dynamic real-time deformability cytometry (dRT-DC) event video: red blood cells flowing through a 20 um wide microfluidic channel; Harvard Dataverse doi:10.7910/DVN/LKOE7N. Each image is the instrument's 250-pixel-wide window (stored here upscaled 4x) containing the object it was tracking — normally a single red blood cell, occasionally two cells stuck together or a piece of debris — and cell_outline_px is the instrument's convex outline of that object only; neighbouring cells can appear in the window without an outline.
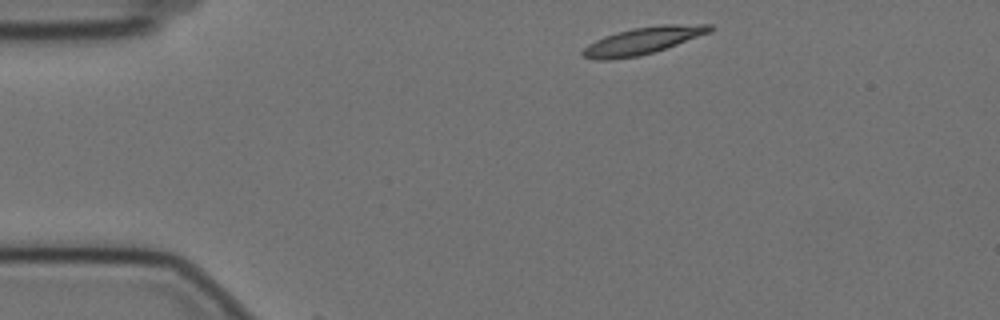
{"species": "Egyptian fruit bat (a non-hibernating species)", "species_latin": "Rousettus aegyptiacus", "temperature_condition": "cold", "stored_images_in_passage": 4, "camera_frame_rate_fps": 3000, "um_per_image_px": 0.085, "animal": {"sex": "female"}, "frame": {"image": 1, "passage_image": 1, "time_ms": 0.0, "image_size_px": [1000, 320], "cell_outline_px": [[712, 28], [708, 32], [676, 44], [640, 56], [608, 60], [596, 60], [584, 56], [580, 52], [588, 44], [604, 36], [616, 32], [632, 28], [660, 24], [712, 24]], "centroid_in_image_um": [54.57, 3.45], "position_along_channel_um": 30.4, "area_um2": 19.77}}